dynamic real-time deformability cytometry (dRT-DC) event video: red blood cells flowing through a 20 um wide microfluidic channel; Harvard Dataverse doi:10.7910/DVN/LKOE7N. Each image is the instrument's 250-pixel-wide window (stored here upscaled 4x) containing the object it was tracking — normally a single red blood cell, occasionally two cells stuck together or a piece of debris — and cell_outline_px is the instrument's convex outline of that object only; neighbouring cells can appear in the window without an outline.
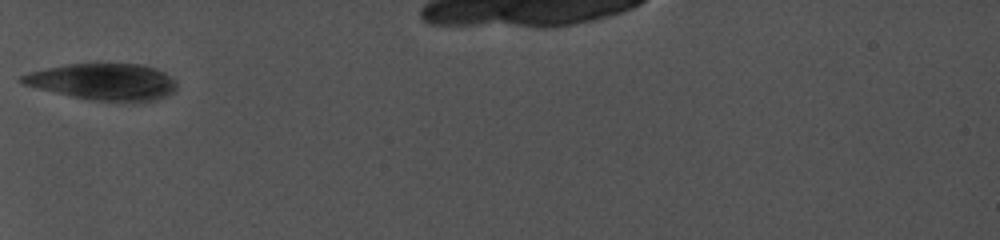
{"species": "common noctule bat (a hibernating species)", "species_latin": "Nyctalus noctula", "temperature_condition": "cold", "stored_images_in_passage": 1, "camera_frame_rate_fps": 5000, "um_per_image_px": 0.085, "animal": {"sex": "female", "body_mass_g": 19.0, "forearm_length_mm": 56.7}, "frame": {"image": 1, "passage_image": 1, "time_ms": 0.0, "image_size_px": [1000, 240], "cell_outline_px": [[176, 92], [168, 96], [156, 100], [92, 100], [36, 88], [20, 84], [16, 80], [20, 76], [28, 72], [44, 68], [68, 64], [140, 64], [156, 68], [164, 72], [176, 80]], "centroid_in_image_um": [8.76, 6.93], "position_along_channel_um": 76.2, "area_um2": 32.89}}